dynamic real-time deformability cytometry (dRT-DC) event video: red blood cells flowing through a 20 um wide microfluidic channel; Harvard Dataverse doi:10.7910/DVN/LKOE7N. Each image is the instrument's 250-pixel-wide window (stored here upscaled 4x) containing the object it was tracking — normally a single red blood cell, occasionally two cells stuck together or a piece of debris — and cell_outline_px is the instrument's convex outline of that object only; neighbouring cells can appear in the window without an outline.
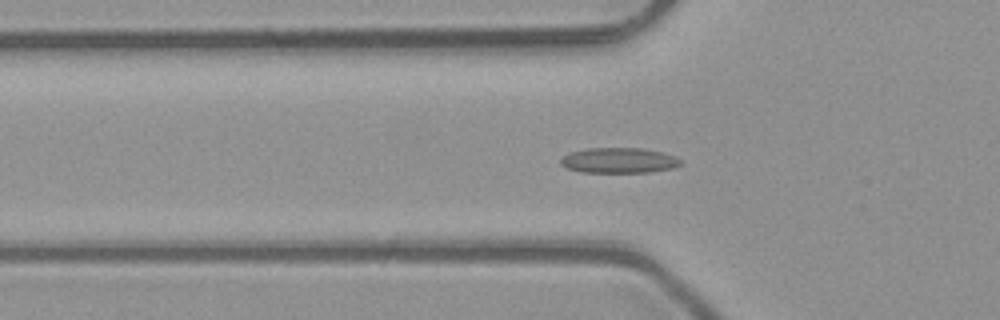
{"species": "common noctule bat (a hibernating species)", "species_latin": "Nyctalus noctula", "temperature_condition": "room temperature", "stored_images_in_passage": 53, "camera_frame_rate_fps": 3000, "um_per_image_px": 0.085, "animal": {"sex": "male", "body_mass_g": 23.1, "forearm_length_mm": 52.7}, "frame": {"image": 1, "passage_image": 18, "time_ms": 5.667, "image_size_px": [1000, 320], "cell_outline_px": [[684, 164], [676, 168], [648, 172], [580, 172], [568, 168], [560, 164], [560, 160], [564, 156], [572, 152], [588, 148], [644, 148], [664, 152], [676, 156]], "centroid_in_image_um": [52.68, 13.63], "position_along_channel_um": 73.1, "area_um2": 17.86}}
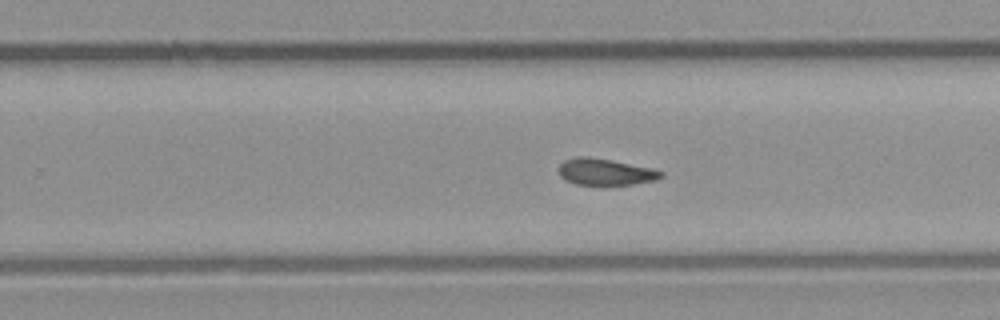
{"frame": {"image": 2, "passage_image": 33, "time_ms": 10.667, "image_size_px": [1000, 320], "cell_outline_px": [[664, 176], [656, 180], [632, 184], [576, 184], [564, 180], [560, 176], [560, 164], [564, 160], [576, 156], [588, 156], [612, 160], [652, 168], [664, 172]], "centroid_in_image_um": [51.46, 14.6], "position_along_channel_um": 278.3, "area_um2": 15.78}}
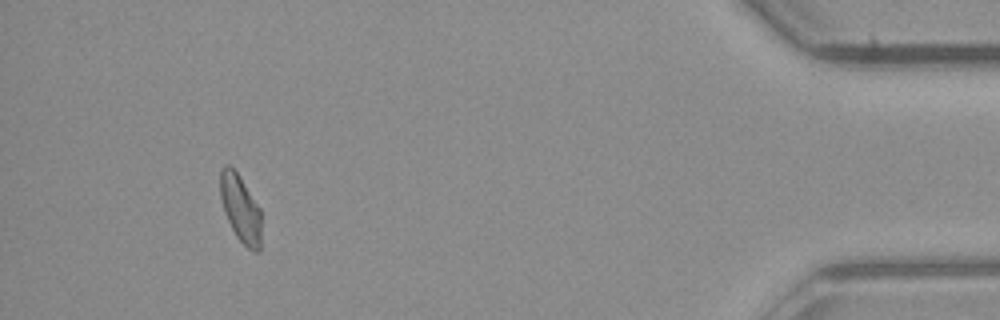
{"frame": {"image": 3, "passage_image": 48, "time_ms": 15.667, "image_size_px": [1000, 320], "cell_outline_px": [[260, 252], [252, 252], [236, 236], [228, 220], [220, 196], [220, 172], [228, 164], [236, 172], [260, 208]], "centroid_in_image_um": [20.45, 17.76], "position_along_channel_um": 414.8, "area_um2": 15.61}, "authors_computed_cell_mechanics": {"area_um2": 16.6464, "velocity_mm_per_s": 4.0891, "shape_relaxation_time_tau1_ms": null, "shape_relaxation_time_tau2_ms": 4.1904, "deformation_change_tau1": null, "deformation_change_tau2": 0.0941}}